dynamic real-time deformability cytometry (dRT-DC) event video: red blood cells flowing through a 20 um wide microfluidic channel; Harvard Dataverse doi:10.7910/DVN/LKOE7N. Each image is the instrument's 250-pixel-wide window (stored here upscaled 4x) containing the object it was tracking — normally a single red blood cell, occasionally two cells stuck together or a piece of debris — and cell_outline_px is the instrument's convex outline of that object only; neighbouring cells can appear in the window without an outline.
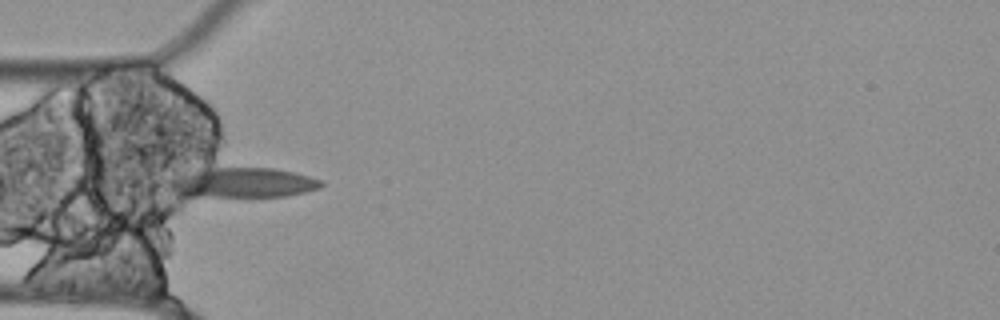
{"species": "Egyptian fruit bat (a non-hibernating species)", "species_latin": "Rousettus aegyptiacus", "temperature_condition": "cold", "stored_images_in_passage": 4, "camera_frame_rate_fps": 3000, "um_per_image_px": 0.085, "animal": {"sex": "female"}, "frame": {"image": 1, "passage_image": 1, "time_ms": 0.0, "image_size_px": [1000, 320], "cell_outline_px": [[324, 184], [316, 188], [304, 192], [284, 196], [188, 196], [164, 184], [168, 176], [180, 172], [216, 168], [276, 168], [308, 176], [320, 180]], "centroid_in_image_um": [20.51, 15.51], "position_along_channel_um": 64.5, "area_um2": 26.36}}